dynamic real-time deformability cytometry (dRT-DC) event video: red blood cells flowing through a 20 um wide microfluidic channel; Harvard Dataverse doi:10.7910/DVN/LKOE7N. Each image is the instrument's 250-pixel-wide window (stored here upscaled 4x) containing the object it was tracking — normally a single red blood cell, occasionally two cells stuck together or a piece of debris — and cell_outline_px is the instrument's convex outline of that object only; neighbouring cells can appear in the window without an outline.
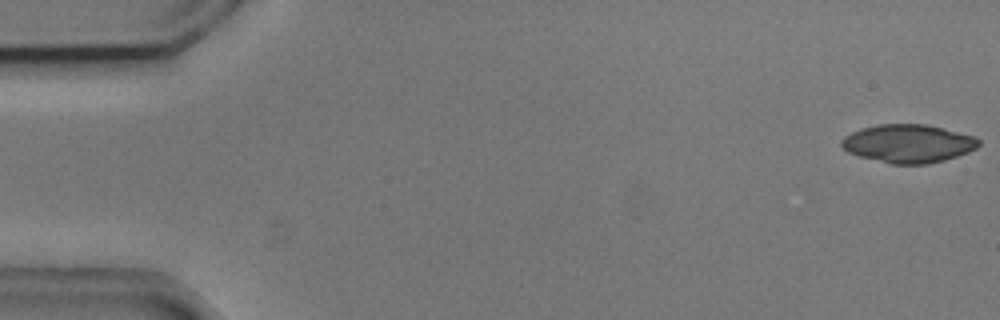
{"species": "common noctule bat (a hibernating species)", "species_latin": "Nyctalus noctula", "temperature_condition": "cold", "stored_images_in_passage": 4, "camera_frame_rate_fps": 3000, "um_per_image_px": 0.085, "animal": {"sex": "male", "body_mass_g": 20.5, "forearm_length_mm": 52.5}, "frame": {"image": 1, "passage_image": 1, "time_ms": 0.0, "image_size_px": [1000, 320], "cell_outline_px": [[980, 144], [976, 148], [968, 152], [944, 160], [928, 164], [892, 164], [860, 156], [848, 152], [840, 144], [840, 140], [844, 136], [860, 128], [880, 124], [928, 124], [976, 136], [980, 140]], "centroid_in_image_um": [77.21, 12.19], "position_along_channel_um": 7.8, "area_um2": 30.69}}